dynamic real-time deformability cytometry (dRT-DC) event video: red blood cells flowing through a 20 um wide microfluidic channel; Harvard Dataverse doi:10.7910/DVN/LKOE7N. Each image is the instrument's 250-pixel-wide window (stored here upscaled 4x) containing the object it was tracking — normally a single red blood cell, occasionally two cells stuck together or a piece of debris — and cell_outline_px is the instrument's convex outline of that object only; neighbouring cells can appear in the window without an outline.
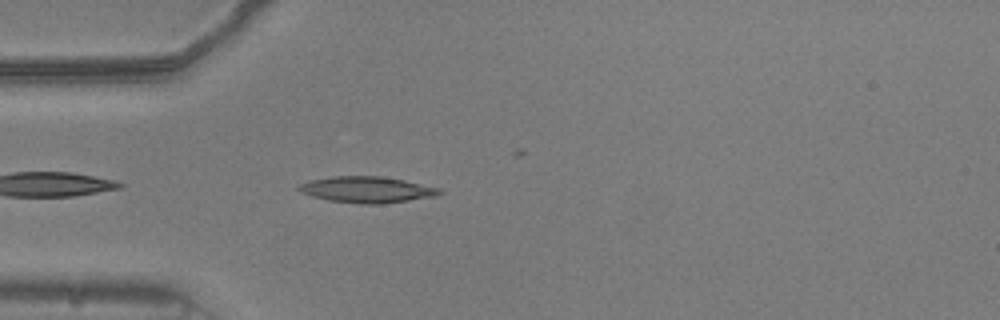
{"species": "common noctule bat (a hibernating species)", "species_latin": "Nyctalus noctula", "temperature_condition": "warm", "stored_images_in_passage": 5, "camera_frame_rate_fps": 3000, "um_per_image_px": 0.085, "animal": {"sex": "male", "body_mass_g": 20.5, "forearm_length_mm": 52.5}, "frame": {"image": 1, "passage_image": 3, "time_ms": 0.667, "image_size_px": [1000, 320], "cell_outline_px": [[444, 192], [436, 196], [380, 204], [360, 204], [328, 200], [312, 196], [300, 192], [296, 188], [300, 184], [308, 180], [332, 176], [380, 176], [404, 180], [440, 188]], "centroid_in_image_um": [31.16, 16.11], "position_along_channel_um": 53.8, "area_um2": 21.5}}